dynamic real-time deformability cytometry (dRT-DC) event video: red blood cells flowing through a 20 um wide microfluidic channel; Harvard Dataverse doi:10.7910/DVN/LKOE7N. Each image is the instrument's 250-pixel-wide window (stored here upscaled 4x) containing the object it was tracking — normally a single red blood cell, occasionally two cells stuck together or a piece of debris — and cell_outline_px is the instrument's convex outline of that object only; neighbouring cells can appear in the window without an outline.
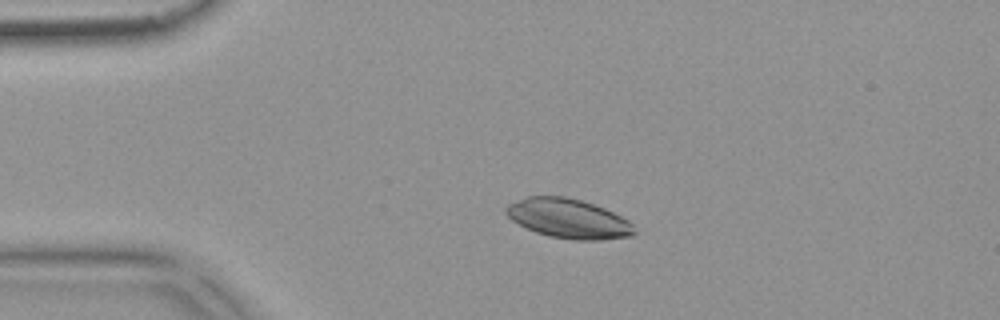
{"species": "common noctule bat (a hibernating species)", "species_latin": "Nyctalus noctula", "temperature_condition": "warm", "stored_images_in_passage": 53, "camera_frame_rate_fps": 3000, "um_per_image_px": 0.085, "animal": {"sex": "female", "body_mass_g": 18.4}, "frame": {"image": 1, "passage_image": 11, "time_ms": 3.333, "image_size_px": [1000, 320], "cell_outline_px": [[636, 232], [632, 236], [600, 240], [572, 240], [548, 236], [536, 232], [512, 220], [504, 212], [504, 208], [508, 204], [528, 196], [564, 196], [580, 200], [604, 208], [628, 220], [632, 224]], "centroid_in_image_um": [48.31, 18.58], "position_along_channel_um": 36.7, "area_um2": 29.36}}
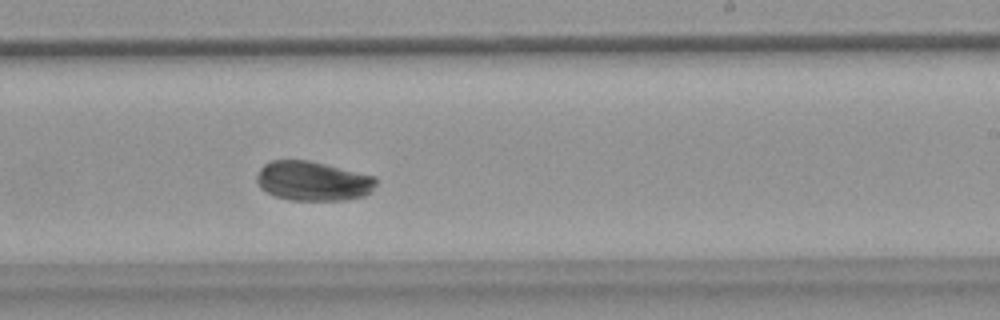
{"frame": {"image": 2, "passage_image": 32, "time_ms": 10.333, "image_size_px": [1000, 320], "cell_outline_px": [[376, 184], [372, 192], [364, 196], [344, 200], [288, 200], [276, 196], [260, 188], [256, 180], [256, 176], [260, 168], [264, 164], [272, 160], [308, 160], [376, 176]], "centroid_in_image_um": [26.6, 15.39], "position_along_channel_um": 262.4, "area_um2": 27.57}}
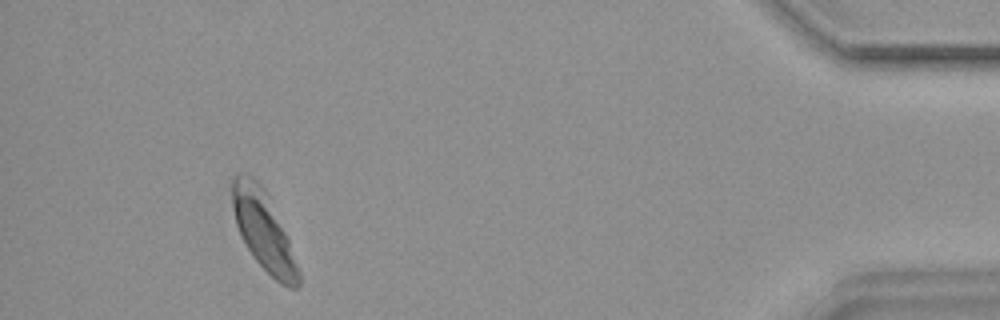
{"frame": {"image": 3, "passage_image": 49, "time_ms": 16.0, "image_size_px": [1000, 320], "cell_outline_px": [[300, 284], [296, 288], [288, 288], [280, 284], [256, 260], [244, 244], [240, 236], [236, 224], [232, 208], [232, 176], [236, 172], [248, 172], [264, 188], [288, 236], [300, 272]], "centroid_in_image_um": [22.38, 19.57], "position_along_channel_um": 412.8, "area_um2": 30.75}, "authors_computed_cell_mechanics": {"area_um2": 28.8422, "velocity_mm_per_s": 3.7505, "shape_relaxation_time_tau1_ms": 3.0518, "shape_relaxation_time_tau2_ms": null, "deformation_change_tau1": 0.154, "deformation_change_tau2": null}}